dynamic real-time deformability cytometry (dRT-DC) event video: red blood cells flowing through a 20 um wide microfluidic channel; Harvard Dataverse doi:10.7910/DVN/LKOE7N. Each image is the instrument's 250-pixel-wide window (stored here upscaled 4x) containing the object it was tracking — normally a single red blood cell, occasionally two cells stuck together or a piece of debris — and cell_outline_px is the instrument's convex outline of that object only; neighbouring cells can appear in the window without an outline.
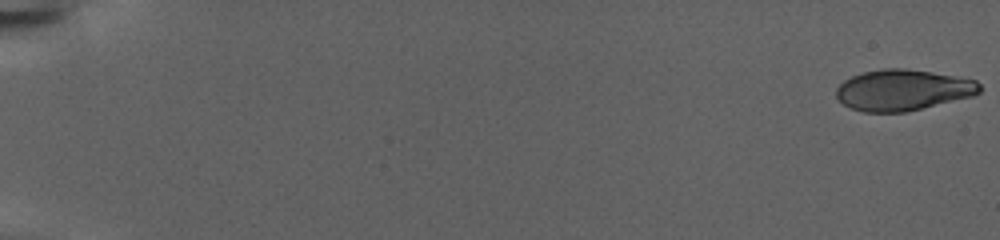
{"species": "human", "species_latin": "Homo sapiens", "temperature_condition": "warm", "stored_images_in_passage": 152, "camera_frame_rate_fps": 3000, "um_per_image_px": 0.085, "donor": {"sex": "female"}, "frame": {"image": 1, "passage_image": 1, "time_ms": 0.0, "image_size_px": [1000, 240], "cell_outline_px": [[980, 92], [972, 96], [904, 112], [864, 112], [852, 108], [844, 104], [836, 96], [836, 88], [844, 80], [852, 76], [864, 72], [884, 68], [904, 68], [932, 72], [976, 80], [980, 84]], "centroid_in_image_um": [76.73, 7.64], "position_along_channel_um": 8.3, "area_um2": 33.93}}
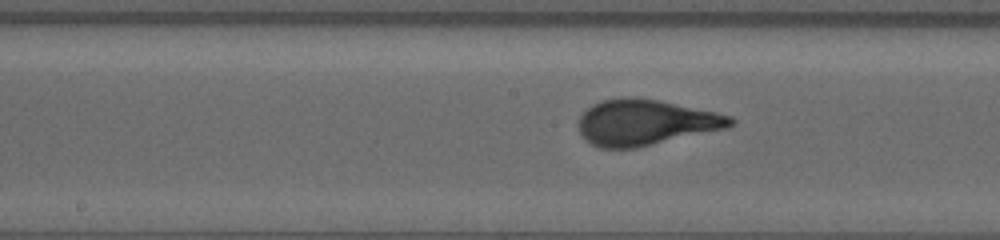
{"frame": {"image": 2, "passage_image": 84, "time_ms": 27.667, "image_size_px": [1000, 240], "cell_outline_px": [[736, 124], [728, 128], [636, 148], [600, 148], [584, 140], [580, 136], [580, 116], [592, 104], [600, 100], [624, 96], [632, 96], [660, 100], [716, 112], [732, 116], [736, 120]], "centroid_in_image_um": [54.89, 10.39], "position_along_channel_um": 193.3, "area_um2": 40.86}}
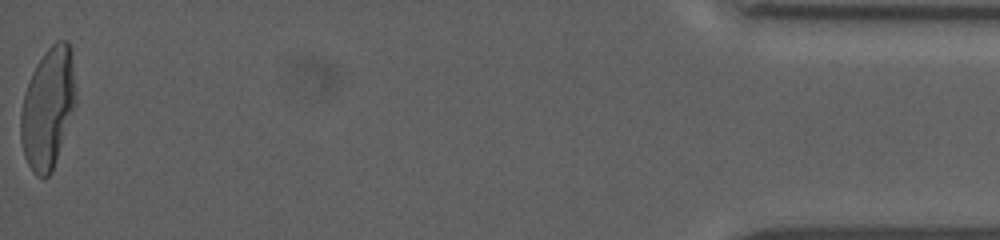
{"frame": {"image": 3, "passage_image": 152, "time_ms": 50.333, "image_size_px": [1000, 240], "cell_outline_px": [[76, 104], [52, 172], [48, 176], [36, 176], [32, 172], [24, 156], [20, 140], [20, 112], [24, 92], [32, 72], [36, 64], [44, 52], [56, 40], [68, 40], [72, 48], [76, 92]], "centroid_in_image_um": [4.08, 9.15], "position_along_channel_um": 431.1, "area_um2": 39.25}}